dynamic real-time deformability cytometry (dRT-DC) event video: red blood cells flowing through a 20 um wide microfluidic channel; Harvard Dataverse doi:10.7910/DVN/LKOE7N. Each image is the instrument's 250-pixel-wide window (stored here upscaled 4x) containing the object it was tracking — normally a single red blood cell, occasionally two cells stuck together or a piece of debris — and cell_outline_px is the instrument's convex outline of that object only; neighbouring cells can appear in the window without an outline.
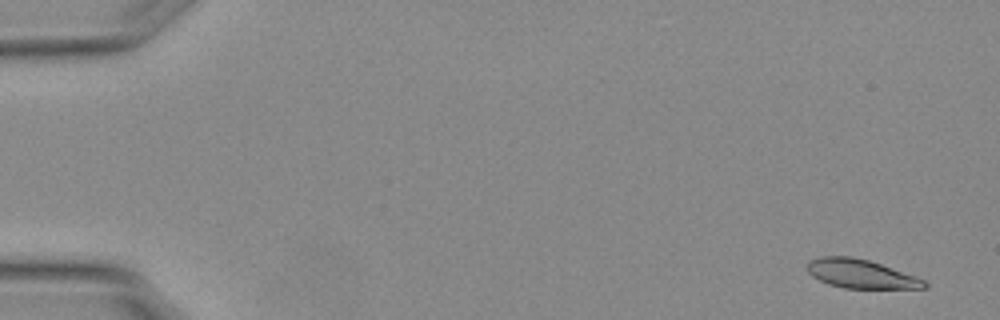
{"species": "Egyptian fruit bat (a non-hibernating species)", "species_latin": "Rousettus aegyptiacus", "temperature_condition": "warm", "stored_images_in_passage": 18, "camera_frame_rate_fps": 3000, "um_per_image_px": 0.085, "animal": {"sex": "female"}, "frame": {"image": 1, "passage_image": 3, "time_ms": 0.667, "image_size_px": [1000, 320], "cell_outline_px": [[928, 288], [844, 288], [828, 284], [812, 276], [808, 272], [808, 260], [820, 256], [852, 256], [868, 260], [916, 276], [924, 280], [928, 284]], "centroid_in_image_um": [73.16, 23.27], "position_along_channel_um": 11.8, "area_um2": 19.59}}